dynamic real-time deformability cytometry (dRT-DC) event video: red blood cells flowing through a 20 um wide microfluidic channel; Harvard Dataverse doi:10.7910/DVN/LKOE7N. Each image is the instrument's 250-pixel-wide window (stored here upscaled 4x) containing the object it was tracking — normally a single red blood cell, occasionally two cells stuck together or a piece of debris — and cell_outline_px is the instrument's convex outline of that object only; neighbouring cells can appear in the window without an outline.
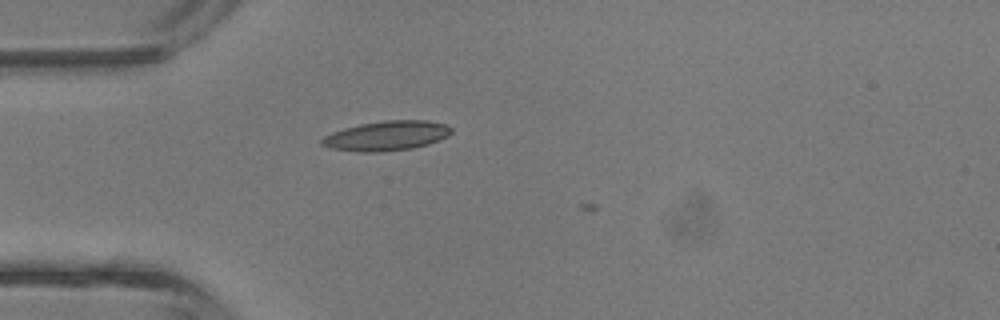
{"species": "common noctule bat (a hibernating species)", "species_latin": "Nyctalus noctula", "temperature_condition": "room temperature", "stored_images_in_passage": 2, "camera_frame_rate_fps": 3000, "um_per_image_px": 0.085, "animal": {"sex": "male", "body_mass_g": 13.3}, "frame": {"image": 1, "passage_image": 1, "time_ms": 0.0, "image_size_px": [1000, 320], "cell_outline_px": [[452, 132], [448, 136], [440, 140], [428, 144], [412, 148], [384, 152], [360, 152], [328, 148], [320, 144], [320, 140], [324, 136], [332, 132], [344, 128], [360, 124], [384, 120], [428, 120], [444, 124], [452, 128]], "centroid_in_image_um": [32.84, 11.54], "position_along_channel_um": 52.2, "area_um2": 22.6}}